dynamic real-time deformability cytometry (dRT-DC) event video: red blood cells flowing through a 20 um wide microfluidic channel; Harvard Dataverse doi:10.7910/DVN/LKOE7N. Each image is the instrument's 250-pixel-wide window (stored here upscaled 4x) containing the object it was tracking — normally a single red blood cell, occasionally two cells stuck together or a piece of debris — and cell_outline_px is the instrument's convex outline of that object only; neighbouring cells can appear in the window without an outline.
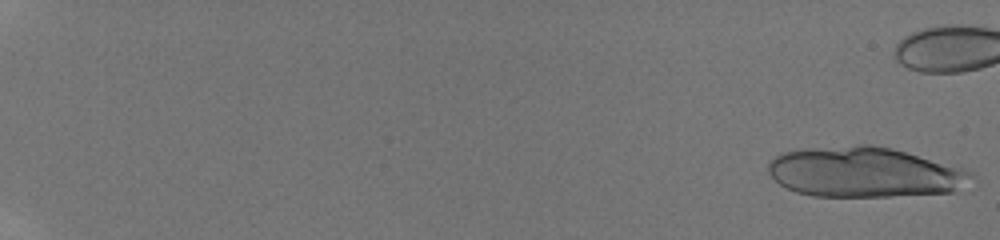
{"species": "human", "species_latin": "Homo sapiens", "temperature_condition": "room temperature", "stored_images_in_passage": 14, "camera_frame_rate_fps": 3000, "um_per_image_px": 0.085, "donor": {"sex": "male"}, "frame": {"image": 1, "passage_image": 1, "time_ms": 0.0, "image_size_px": [1000, 240], "cell_outline_px": [[976, 188], [952, 192], [892, 196], [812, 196], [796, 192], [780, 184], [768, 172], [768, 160], [780, 152], [800, 148], [856, 144], [868, 144], [892, 148], [960, 164], [976, 172]], "centroid_in_image_um": [73.68, 14.62], "position_along_channel_um": 11.3, "area_um2": 61.79}}
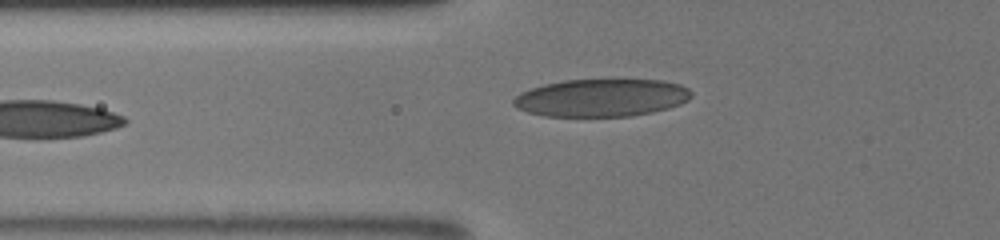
{"frame": {"image": 2, "passage_image": 14, "time_ms": 8.667, "image_size_px": [1000, 240], "cell_outline_px": [[692, 96], [688, 100], [680, 104], [668, 108], [652, 112], [632, 116], [544, 116], [528, 112], [516, 108], [512, 104], [512, 100], [520, 92], [544, 84], [564, 80], [664, 80], [680, 84], [688, 88], [692, 92]], "centroid_in_image_um": [51.12, 8.31], "position_along_channel_um": 74.7, "area_um2": 39.13}}